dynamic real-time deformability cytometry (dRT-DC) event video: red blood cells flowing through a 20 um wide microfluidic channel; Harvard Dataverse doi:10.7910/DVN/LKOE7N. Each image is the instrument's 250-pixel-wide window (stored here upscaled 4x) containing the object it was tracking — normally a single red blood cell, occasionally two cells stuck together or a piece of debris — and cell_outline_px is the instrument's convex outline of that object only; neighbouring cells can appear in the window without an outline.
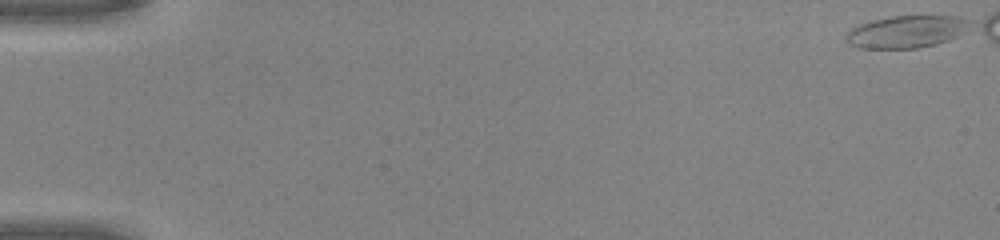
{"species": "common noctule bat (a hibernating species)", "species_latin": "Nyctalus noctula", "temperature_condition": "warm", "stored_images_in_passage": 46, "camera_frame_rate_fps": 3000, "um_per_image_px": 0.085, "animal": {"sex": "male", "body_mass_g": 20.0, "forearm_length_mm": 53.3}, "frame": {"image": 1, "passage_image": 1, "time_ms": 0.0, "image_size_px": [1000, 240], "cell_outline_px": [[968, 24], [956, 36], [948, 40], [936, 44], [916, 48], [860, 48], [852, 44], [848, 40], [848, 32], [852, 28], [860, 24], [872, 20], [888, 16], [952, 16], [968, 20]], "centroid_in_image_um": [77.0, 2.69], "position_along_channel_um": 8.0, "area_um2": 22.54}}
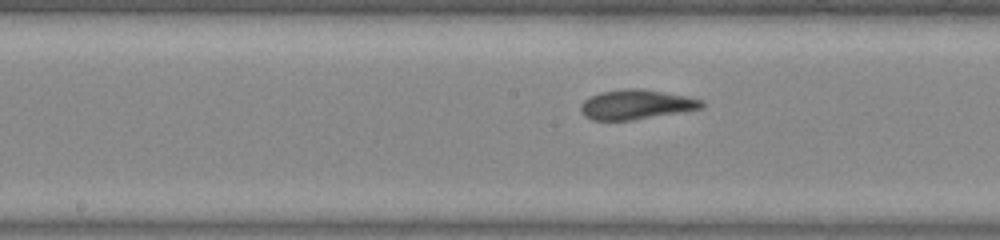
{"frame": {"image": 2, "passage_image": 27, "time_ms": 8.667, "image_size_px": [1000, 240], "cell_outline_px": [[704, 108], [632, 120], [592, 120], [584, 116], [580, 108], [580, 104], [584, 100], [600, 92], [628, 88], [640, 88], [684, 96], [700, 100], [704, 104]], "centroid_in_image_um": [54.03, 8.89], "position_along_channel_um": 194.2, "area_um2": 20.63}}
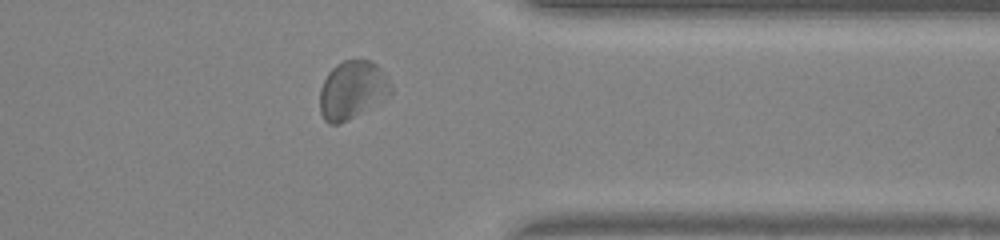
{"frame": {"image": 3, "passage_image": 41, "time_ms": 13.333, "image_size_px": [1000, 240], "cell_outline_px": [[392, 92], [388, 96], [340, 124], [328, 124], [324, 120], [320, 112], [320, 88], [328, 72], [336, 64], [344, 60], [368, 60], [376, 64], [392, 84]], "centroid_in_image_um": [29.91, 7.64], "position_along_channel_um": 381.5, "area_um2": 23.81}, "authors_computed_cell_mechanics": {"area_um2": 21.0681, "velocity_mm_per_s": 4.1392, "shape_relaxation_time_tau1_ms": 3.3851, "shape_relaxation_time_tau2_ms": 1.205, "deformation_change_tau1": 0.1429, "deformation_change_tau2": 0.0895}}